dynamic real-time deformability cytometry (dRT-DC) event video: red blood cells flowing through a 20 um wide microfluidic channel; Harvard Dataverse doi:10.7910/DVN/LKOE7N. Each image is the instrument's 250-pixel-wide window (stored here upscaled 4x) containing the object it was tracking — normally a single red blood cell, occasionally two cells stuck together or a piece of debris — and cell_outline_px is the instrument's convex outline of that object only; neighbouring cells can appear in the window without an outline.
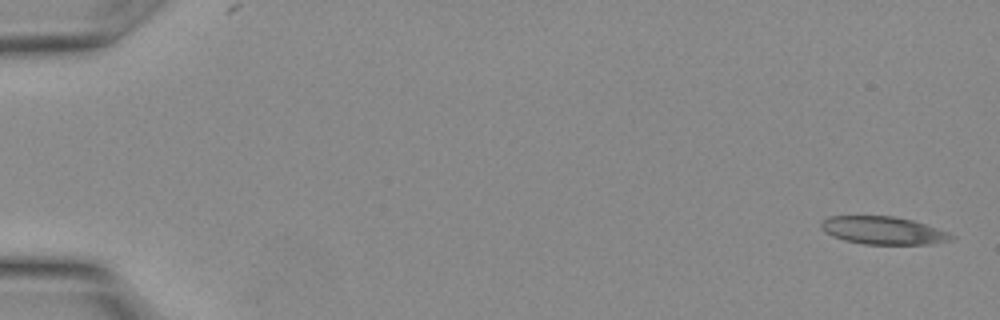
{"species": "Egyptian fruit bat (a non-hibernating species)", "species_latin": "Rousettus aegyptiacus", "temperature_condition": "warm", "stored_images_in_passage": 10, "camera_frame_rate_fps": 3000, "um_per_image_px": 0.085, "animal": {"sex": "female"}, "frame": {"image": 1, "passage_image": 1, "time_ms": 0.0, "image_size_px": [1000, 320], "cell_outline_px": [[956, 236], [944, 240], [928, 244], [864, 244], [844, 240], [832, 236], [824, 232], [820, 224], [820, 220], [828, 216], [892, 216], [912, 220], [948, 232]], "centroid_in_image_um": [74.97, 19.58], "position_along_channel_um": 10.0, "area_um2": 20.87}}